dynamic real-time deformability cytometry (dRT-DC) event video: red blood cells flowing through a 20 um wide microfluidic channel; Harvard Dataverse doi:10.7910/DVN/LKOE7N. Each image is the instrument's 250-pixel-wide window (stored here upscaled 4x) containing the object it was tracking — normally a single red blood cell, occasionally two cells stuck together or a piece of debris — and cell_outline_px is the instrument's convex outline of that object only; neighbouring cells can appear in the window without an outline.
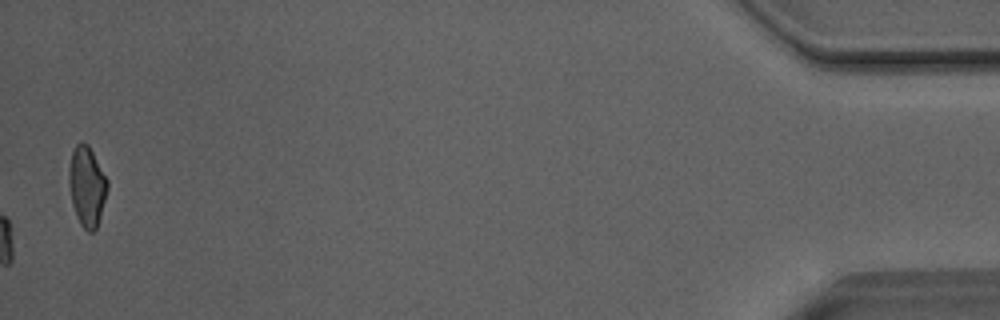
{"species": "Egyptian fruit bat (a non-hibernating species)", "species_latin": "Rousettus aegyptiacus", "temperature_condition": "room temperature", "stored_images_in_passage": 52, "camera_frame_rate_fps": 3000, "um_per_image_px": 0.085, "animal": {"sex": "male"}, "frame": {"image": 1, "passage_image": 52, "time_ms": 17.0, "image_size_px": [1000, 320], "cell_outline_px": [[108, 188], [100, 216], [96, 228], [92, 232], [88, 232], [80, 224], [76, 216], [72, 204], [68, 180], [68, 168], [72, 152], [76, 144], [80, 140], [88, 144], [108, 180]], "centroid_in_image_um": [7.37, 15.81], "position_along_channel_um": 427.8, "area_um2": 17.98}, "authors_computed_cell_mechanics": {"area_um2": 21.2415, "velocity_mm_per_s": 4.0381, "shape_relaxation_time_tau1_ms": 4.3709, "shape_relaxation_time_tau2_ms": 1.8788, "deformation_change_tau1": 0.1076, "deformation_change_tau2": 0.0614}}